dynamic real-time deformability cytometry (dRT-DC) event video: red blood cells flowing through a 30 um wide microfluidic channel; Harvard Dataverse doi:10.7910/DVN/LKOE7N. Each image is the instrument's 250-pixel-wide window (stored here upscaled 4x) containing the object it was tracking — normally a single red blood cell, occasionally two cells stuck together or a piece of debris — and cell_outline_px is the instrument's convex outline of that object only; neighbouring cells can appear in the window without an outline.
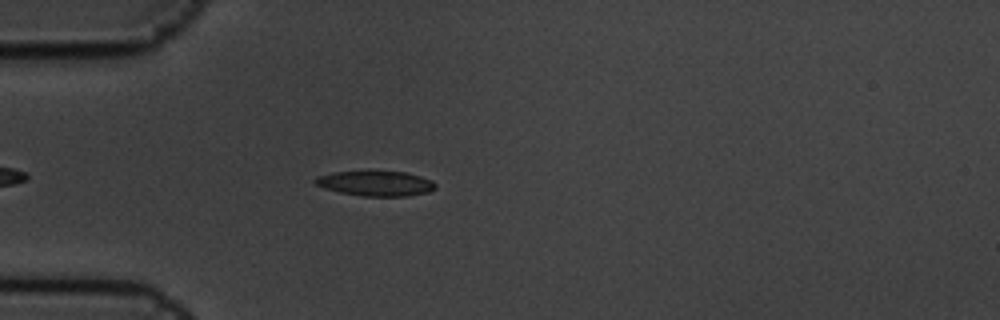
{"species": "common noctule bat (a hibernating species)", "species_latin": "Nyctalus noctula", "temperature_condition": "cold", "stored_images_in_passage": 6, "camera_frame_rate_fps": 3000, "um_per_image_px": 0.085, "animal": {"sex": "male", "body_mass_g": 19.5, "forearm_length_mm": 54.6}, "frame": {"image": 1, "passage_image": 5, "time_ms": 1.333, "image_size_px": [1000, 320], "cell_outline_px": [[436, 188], [428, 192], [408, 196], [364, 196], [340, 192], [324, 188], [316, 184], [312, 180], [316, 176], [332, 172], [408, 172], [432, 180], [436, 184]], "centroid_in_image_um": [31.94, 15.59], "position_along_channel_um": 53.1, "area_um2": 17.46}}